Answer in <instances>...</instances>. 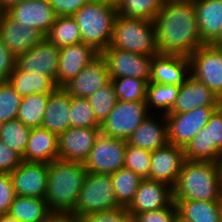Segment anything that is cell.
Instances as JSON below:
<instances>
[{"mask_svg":"<svg viewBox=\"0 0 222 222\" xmlns=\"http://www.w3.org/2000/svg\"><path fill=\"white\" fill-rule=\"evenodd\" d=\"M110 82L111 78L106 61L100 53L77 76L65 83L62 88L71 97L88 98Z\"/></svg>","mask_w":222,"mask_h":222,"instance_id":"cell-16","label":"cell"},{"mask_svg":"<svg viewBox=\"0 0 222 222\" xmlns=\"http://www.w3.org/2000/svg\"><path fill=\"white\" fill-rule=\"evenodd\" d=\"M5 13V9L3 8V6L0 4V23H1V19H2V16L4 15Z\"/></svg>","mask_w":222,"mask_h":222,"instance_id":"cell-52","label":"cell"},{"mask_svg":"<svg viewBox=\"0 0 222 222\" xmlns=\"http://www.w3.org/2000/svg\"><path fill=\"white\" fill-rule=\"evenodd\" d=\"M200 38L213 44L222 32V0H193Z\"/></svg>","mask_w":222,"mask_h":222,"instance_id":"cell-25","label":"cell"},{"mask_svg":"<svg viewBox=\"0 0 222 222\" xmlns=\"http://www.w3.org/2000/svg\"><path fill=\"white\" fill-rule=\"evenodd\" d=\"M190 74L222 99V48L203 44L190 56Z\"/></svg>","mask_w":222,"mask_h":222,"instance_id":"cell-9","label":"cell"},{"mask_svg":"<svg viewBox=\"0 0 222 222\" xmlns=\"http://www.w3.org/2000/svg\"><path fill=\"white\" fill-rule=\"evenodd\" d=\"M124 168L132 170L142 179H149L151 169V151L127 143Z\"/></svg>","mask_w":222,"mask_h":222,"instance_id":"cell-40","label":"cell"},{"mask_svg":"<svg viewBox=\"0 0 222 222\" xmlns=\"http://www.w3.org/2000/svg\"><path fill=\"white\" fill-rule=\"evenodd\" d=\"M8 213L20 222H44L53 212L45 198L16 196Z\"/></svg>","mask_w":222,"mask_h":222,"instance_id":"cell-30","label":"cell"},{"mask_svg":"<svg viewBox=\"0 0 222 222\" xmlns=\"http://www.w3.org/2000/svg\"><path fill=\"white\" fill-rule=\"evenodd\" d=\"M99 134L100 128L70 127L58 136V159L84 163Z\"/></svg>","mask_w":222,"mask_h":222,"instance_id":"cell-18","label":"cell"},{"mask_svg":"<svg viewBox=\"0 0 222 222\" xmlns=\"http://www.w3.org/2000/svg\"><path fill=\"white\" fill-rule=\"evenodd\" d=\"M0 222H20V221L11 216L9 213H6L0 215Z\"/></svg>","mask_w":222,"mask_h":222,"instance_id":"cell-49","label":"cell"},{"mask_svg":"<svg viewBox=\"0 0 222 222\" xmlns=\"http://www.w3.org/2000/svg\"><path fill=\"white\" fill-rule=\"evenodd\" d=\"M150 114L146 101L118 100L107 119L100 124V133L127 141Z\"/></svg>","mask_w":222,"mask_h":222,"instance_id":"cell-8","label":"cell"},{"mask_svg":"<svg viewBox=\"0 0 222 222\" xmlns=\"http://www.w3.org/2000/svg\"><path fill=\"white\" fill-rule=\"evenodd\" d=\"M99 54L93 47L83 42L59 48L57 86L62 87L77 76Z\"/></svg>","mask_w":222,"mask_h":222,"instance_id":"cell-21","label":"cell"},{"mask_svg":"<svg viewBox=\"0 0 222 222\" xmlns=\"http://www.w3.org/2000/svg\"><path fill=\"white\" fill-rule=\"evenodd\" d=\"M191 76L187 56L157 54L153 56L148 83L181 86Z\"/></svg>","mask_w":222,"mask_h":222,"instance_id":"cell-20","label":"cell"},{"mask_svg":"<svg viewBox=\"0 0 222 222\" xmlns=\"http://www.w3.org/2000/svg\"><path fill=\"white\" fill-rule=\"evenodd\" d=\"M175 222H185V221H183L181 218L177 217V218L175 219Z\"/></svg>","mask_w":222,"mask_h":222,"instance_id":"cell-55","label":"cell"},{"mask_svg":"<svg viewBox=\"0 0 222 222\" xmlns=\"http://www.w3.org/2000/svg\"><path fill=\"white\" fill-rule=\"evenodd\" d=\"M153 24L158 54L189 57L204 44L193 0H164Z\"/></svg>","mask_w":222,"mask_h":222,"instance_id":"cell-1","label":"cell"},{"mask_svg":"<svg viewBox=\"0 0 222 222\" xmlns=\"http://www.w3.org/2000/svg\"><path fill=\"white\" fill-rule=\"evenodd\" d=\"M126 146V140L100 133L83 165L89 173H115L124 167Z\"/></svg>","mask_w":222,"mask_h":222,"instance_id":"cell-10","label":"cell"},{"mask_svg":"<svg viewBox=\"0 0 222 222\" xmlns=\"http://www.w3.org/2000/svg\"><path fill=\"white\" fill-rule=\"evenodd\" d=\"M174 202L173 187L168 183L143 179L133 200L127 206L128 215L159 210L168 207Z\"/></svg>","mask_w":222,"mask_h":222,"instance_id":"cell-15","label":"cell"},{"mask_svg":"<svg viewBox=\"0 0 222 222\" xmlns=\"http://www.w3.org/2000/svg\"><path fill=\"white\" fill-rule=\"evenodd\" d=\"M59 47L46 37L30 50L16 57V66L26 72L50 77L57 85Z\"/></svg>","mask_w":222,"mask_h":222,"instance_id":"cell-13","label":"cell"},{"mask_svg":"<svg viewBox=\"0 0 222 222\" xmlns=\"http://www.w3.org/2000/svg\"><path fill=\"white\" fill-rule=\"evenodd\" d=\"M61 48L82 42L79 27L72 16H59L45 36Z\"/></svg>","mask_w":222,"mask_h":222,"instance_id":"cell-32","label":"cell"},{"mask_svg":"<svg viewBox=\"0 0 222 222\" xmlns=\"http://www.w3.org/2000/svg\"><path fill=\"white\" fill-rule=\"evenodd\" d=\"M164 0H117L118 14L127 18L153 21Z\"/></svg>","mask_w":222,"mask_h":222,"instance_id":"cell-35","label":"cell"},{"mask_svg":"<svg viewBox=\"0 0 222 222\" xmlns=\"http://www.w3.org/2000/svg\"><path fill=\"white\" fill-rule=\"evenodd\" d=\"M87 99L99 124L107 119L118 101L112 82L97 90Z\"/></svg>","mask_w":222,"mask_h":222,"instance_id":"cell-38","label":"cell"},{"mask_svg":"<svg viewBox=\"0 0 222 222\" xmlns=\"http://www.w3.org/2000/svg\"><path fill=\"white\" fill-rule=\"evenodd\" d=\"M110 177L118 204L128 206L143 179L132 170L124 167L110 174Z\"/></svg>","mask_w":222,"mask_h":222,"instance_id":"cell-33","label":"cell"},{"mask_svg":"<svg viewBox=\"0 0 222 222\" xmlns=\"http://www.w3.org/2000/svg\"><path fill=\"white\" fill-rule=\"evenodd\" d=\"M16 198L10 174L0 173V215L9 212Z\"/></svg>","mask_w":222,"mask_h":222,"instance_id":"cell-44","label":"cell"},{"mask_svg":"<svg viewBox=\"0 0 222 222\" xmlns=\"http://www.w3.org/2000/svg\"><path fill=\"white\" fill-rule=\"evenodd\" d=\"M119 206L110 175L88 172L84 185L78 193L72 214L79 219L91 213Z\"/></svg>","mask_w":222,"mask_h":222,"instance_id":"cell-6","label":"cell"},{"mask_svg":"<svg viewBox=\"0 0 222 222\" xmlns=\"http://www.w3.org/2000/svg\"><path fill=\"white\" fill-rule=\"evenodd\" d=\"M49 222H78V219L72 213L53 212L49 216Z\"/></svg>","mask_w":222,"mask_h":222,"instance_id":"cell-48","label":"cell"},{"mask_svg":"<svg viewBox=\"0 0 222 222\" xmlns=\"http://www.w3.org/2000/svg\"><path fill=\"white\" fill-rule=\"evenodd\" d=\"M5 12L19 25L33 27L45 36L54 24L55 14L48 0H25L11 5Z\"/></svg>","mask_w":222,"mask_h":222,"instance_id":"cell-14","label":"cell"},{"mask_svg":"<svg viewBox=\"0 0 222 222\" xmlns=\"http://www.w3.org/2000/svg\"><path fill=\"white\" fill-rule=\"evenodd\" d=\"M161 113L160 123L152 115H148L127 140L131 146L148 151L165 147L168 144L167 121ZM162 121V122H161Z\"/></svg>","mask_w":222,"mask_h":222,"instance_id":"cell-27","label":"cell"},{"mask_svg":"<svg viewBox=\"0 0 222 222\" xmlns=\"http://www.w3.org/2000/svg\"><path fill=\"white\" fill-rule=\"evenodd\" d=\"M57 15L73 16L78 9L87 4L90 0H48Z\"/></svg>","mask_w":222,"mask_h":222,"instance_id":"cell-46","label":"cell"},{"mask_svg":"<svg viewBox=\"0 0 222 222\" xmlns=\"http://www.w3.org/2000/svg\"><path fill=\"white\" fill-rule=\"evenodd\" d=\"M8 82L21 97L35 93L50 94L58 87L50 77L42 74L26 73L17 66L10 74Z\"/></svg>","mask_w":222,"mask_h":222,"instance_id":"cell-29","label":"cell"},{"mask_svg":"<svg viewBox=\"0 0 222 222\" xmlns=\"http://www.w3.org/2000/svg\"><path fill=\"white\" fill-rule=\"evenodd\" d=\"M219 107H199L192 111L166 114L168 143L184 148L206 126Z\"/></svg>","mask_w":222,"mask_h":222,"instance_id":"cell-11","label":"cell"},{"mask_svg":"<svg viewBox=\"0 0 222 222\" xmlns=\"http://www.w3.org/2000/svg\"><path fill=\"white\" fill-rule=\"evenodd\" d=\"M129 217L127 206L88 214L78 219V222H123Z\"/></svg>","mask_w":222,"mask_h":222,"instance_id":"cell-43","label":"cell"},{"mask_svg":"<svg viewBox=\"0 0 222 222\" xmlns=\"http://www.w3.org/2000/svg\"><path fill=\"white\" fill-rule=\"evenodd\" d=\"M213 45L222 48V32H221L220 37L213 43Z\"/></svg>","mask_w":222,"mask_h":222,"instance_id":"cell-51","label":"cell"},{"mask_svg":"<svg viewBox=\"0 0 222 222\" xmlns=\"http://www.w3.org/2000/svg\"><path fill=\"white\" fill-rule=\"evenodd\" d=\"M0 38L10 52L17 57L41 42L45 35L33 27L20 26L6 12L0 23Z\"/></svg>","mask_w":222,"mask_h":222,"instance_id":"cell-22","label":"cell"},{"mask_svg":"<svg viewBox=\"0 0 222 222\" xmlns=\"http://www.w3.org/2000/svg\"><path fill=\"white\" fill-rule=\"evenodd\" d=\"M220 166H221V171H222V157H221V160H220Z\"/></svg>","mask_w":222,"mask_h":222,"instance_id":"cell-56","label":"cell"},{"mask_svg":"<svg viewBox=\"0 0 222 222\" xmlns=\"http://www.w3.org/2000/svg\"><path fill=\"white\" fill-rule=\"evenodd\" d=\"M10 177L16 196L45 198L48 164L22 161Z\"/></svg>","mask_w":222,"mask_h":222,"instance_id":"cell-17","label":"cell"},{"mask_svg":"<svg viewBox=\"0 0 222 222\" xmlns=\"http://www.w3.org/2000/svg\"><path fill=\"white\" fill-rule=\"evenodd\" d=\"M48 93H35L23 96L16 119L30 128H40L49 100Z\"/></svg>","mask_w":222,"mask_h":222,"instance_id":"cell-31","label":"cell"},{"mask_svg":"<svg viewBox=\"0 0 222 222\" xmlns=\"http://www.w3.org/2000/svg\"><path fill=\"white\" fill-rule=\"evenodd\" d=\"M22 162V157L0 139V173L10 174Z\"/></svg>","mask_w":222,"mask_h":222,"instance_id":"cell-45","label":"cell"},{"mask_svg":"<svg viewBox=\"0 0 222 222\" xmlns=\"http://www.w3.org/2000/svg\"><path fill=\"white\" fill-rule=\"evenodd\" d=\"M87 173L82 162L56 159L48 164L45 200L52 212H74Z\"/></svg>","mask_w":222,"mask_h":222,"instance_id":"cell-3","label":"cell"},{"mask_svg":"<svg viewBox=\"0 0 222 222\" xmlns=\"http://www.w3.org/2000/svg\"><path fill=\"white\" fill-rule=\"evenodd\" d=\"M110 46L141 55H157L153 21L118 14Z\"/></svg>","mask_w":222,"mask_h":222,"instance_id":"cell-5","label":"cell"},{"mask_svg":"<svg viewBox=\"0 0 222 222\" xmlns=\"http://www.w3.org/2000/svg\"><path fill=\"white\" fill-rule=\"evenodd\" d=\"M178 217V209L175 202L166 208L136 214L133 218L136 222H175Z\"/></svg>","mask_w":222,"mask_h":222,"instance_id":"cell-42","label":"cell"},{"mask_svg":"<svg viewBox=\"0 0 222 222\" xmlns=\"http://www.w3.org/2000/svg\"><path fill=\"white\" fill-rule=\"evenodd\" d=\"M21 1L25 0H0V4L3 6V8L6 10L9 8L11 5L19 3Z\"/></svg>","mask_w":222,"mask_h":222,"instance_id":"cell-50","label":"cell"},{"mask_svg":"<svg viewBox=\"0 0 222 222\" xmlns=\"http://www.w3.org/2000/svg\"><path fill=\"white\" fill-rule=\"evenodd\" d=\"M21 96L8 81L0 82V122L5 123L17 117Z\"/></svg>","mask_w":222,"mask_h":222,"instance_id":"cell-41","label":"cell"},{"mask_svg":"<svg viewBox=\"0 0 222 222\" xmlns=\"http://www.w3.org/2000/svg\"><path fill=\"white\" fill-rule=\"evenodd\" d=\"M179 89L180 86L177 85L148 83L146 93L148 111L153 107L164 112L165 115L169 113L177 99Z\"/></svg>","mask_w":222,"mask_h":222,"instance_id":"cell-34","label":"cell"},{"mask_svg":"<svg viewBox=\"0 0 222 222\" xmlns=\"http://www.w3.org/2000/svg\"><path fill=\"white\" fill-rule=\"evenodd\" d=\"M117 15L115 4L102 0H90L72 17L79 27L82 42L102 53L110 46Z\"/></svg>","mask_w":222,"mask_h":222,"instance_id":"cell-4","label":"cell"},{"mask_svg":"<svg viewBox=\"0 0 222 222\" xmlns=\"http://www.w3.org/2000/svg\"><path fill=\"white\" fill-rule=\"evenodd\" d=\"M220 101L211 89L190 76L180 86L177 99L167 114L188 112L199 107H220Z\"/></svg>","mask_w":222,"mask_h":222,"instance_id":"cell-23","label":"cell"},{"mask_svg":"<svg viewBox=\"0 0 222 222\" xmlns=\"http://www.w3.org/2000/svg\"><path fill=\"white\" fill-rule=\"evenodd\" d=\"M102 1H107V2H111L113 4H116L117 0H102Z\"/></svg>","mask_w":222,"mask_h":222,"instance_id":"cell-54","label":"cell"},{"mask_svg":"<svg viewBox=\"0 0 222 222\" xmlns=\"http://www.w3.org/2000/svg\"><path fill=\"white\" fill-rule=\"evenodd\" d=\"M117 99L120 101H146L148 80L123 77L111 79Z\"/></svg>","mask_w":222,"mask_h":222,"instance_id":"cell-37","label":"cell"},{"mask_svg":"<svg viewBox=\"0 0 222 222\" xmlns=\"http://www.w3.org/2000/svg\"><path fill=\"white\" fill-rule=\"evenodd\" d=\"M104 57L111 79L133 77L150 80L151 64L154 55H141L117 48L107 47Z\"/></svg>","mask_w":222,"mask_h":222,"instance_id":"cell-12","label":"cell"},{"mask_svg":"<svg viewBox=\"0 0 222 222\" xmlns=\"http://www.w3.org/2000/svg\"><path fill=\"white\" fill-rule=\"evenodd\" d=\"M70 127L82 128H100L95 113L91 108L89 101L84 97H72V104L70 107Z\"/></svg>","mask_w":222,"mask_h":222,"instance_id":"cell-39","label":"cell"},{"mask_svg":"<svg viewBox=\"0 0 222 222\" xmlns=\"http://www.w3.org/2000/svg\"><path fill=\"white\" fill-rule=\"evenodd\" d=\"M32 128L25 126L18 119L2 123L0 139L21 157L27 146Z\"/></svg>","mask_w":222,"mask_h":222,"instance_id":"cell-36","label":"cell"},{"mask_svg":"<svg viewBox=\"0 0 222 222\" xmlns=\"http://www.w3.org/2000/svg\"><path fill=\"white\" fill-rule=\"evenodd\" d=\"M123 222H136L135 219L131 216H129L127 219H125Z\"/></svg>","mask_w":222,"mask_h":222,"instance_id":"cell-53","label":"cell"},{"mask_svg":"<svg viewBox=\"0 0 222 222\" xmlns=\"http://www.w3.org/2000/svg\"><path fill=\"white\" fill-rule=\"evenodd\" d=\"M58 135L43 128H32L22 161L50 164L58 159Z\"/></svg>","mask_w":222,"mask_h":222,"instance_id":"cell-26","label":"cell"},{"mask_svg":"<svg viewBox=\"0 0 222 222\" xmlns=\"http://www.w3.org/2000/svg\"><path fill=\"white\" fill-rule=\"evenodd\" d=\"M220 108L222 109V99H221V101H220Z\"/></svg>","mask_w":222,"mask_h":222,"instance_id":"cell-57","label":"cell"},{"mask_svg":"<svg viewBox=\"0 0 222 222\" xmlns=\"http://www.w3.org/2000/svg\"><path fill=\"white\" fill-rule=\"evenodd\" d=\"M185 161L184 148L167 144L151 151L150 180L168 183L172 187L177 182Z\"/></svg>","mask_w":222,"mask_h":222,"instance_id":"cell-19","label":"cell"},{"mask_svg":"<svg viewBox=\"0 0 222 222\" xmlns=\"http://www.w3.org/2000/svg\"><path fill=\"white\" fill-rule=\"evenodd\" d=\"M173 200L222 201L220 162L185 160L173 186Z\"/></svg>","mask_w":222,"mask_h":222,"instance_id":"cell-2","label":"cell"},{"mask_svg":"<svg viewBox=\"0 0 222 222\" xmlns=\"http://www.w3.org/2000/svg\"><path fill=\"white\" fill-rule=\"evenodd\" d=\"M185 160L220 162L222 157V109L219 107L184 147Z\"/></svg>","mask_w":222,"mask_h":222,"instance_id":"cell-7","label":"cell"},{"mask_svg":"<svg viewBox=\"0 0 222 222\" xmlns=\"http://www.w3.org/2000/svg\"><path fill=\"white\" fill-rule=\"evenodd\" d=\"M71 104L72 97L62 87H57L50 93L41 128L58 136L68 130Z\"/></svg>","mask_w":222,"mask_h":222,"instance_id":"cell-24","label":"cell"},{"mask_svg":"<svg viewBox=\"0 0 222 222\" xmlns=\"http://www.w3.org/2000/svg\"><path fill=\"white\" fill-rule=\"evenodd\" d=\"M178 217L185 222H219L222 201L174 200Z\"/></svg>","mask_w":222,"mask_h":222,"instance_id":"cell-28","label":"cell"},{"mask_svg":"<svg viewBox=\"0 0 222 222\" xmlns=\"http://www.w3.org/2000/svg\"><path fill=\"white\" fill-rule=\"evenodd\" d=\"M16 66V57L10 52L0 38V82L8 81Z\"/></svg>","mask_w":222,"mask_h":222,"instance_id":"cell-47","label":"cell"}]
</instances>
